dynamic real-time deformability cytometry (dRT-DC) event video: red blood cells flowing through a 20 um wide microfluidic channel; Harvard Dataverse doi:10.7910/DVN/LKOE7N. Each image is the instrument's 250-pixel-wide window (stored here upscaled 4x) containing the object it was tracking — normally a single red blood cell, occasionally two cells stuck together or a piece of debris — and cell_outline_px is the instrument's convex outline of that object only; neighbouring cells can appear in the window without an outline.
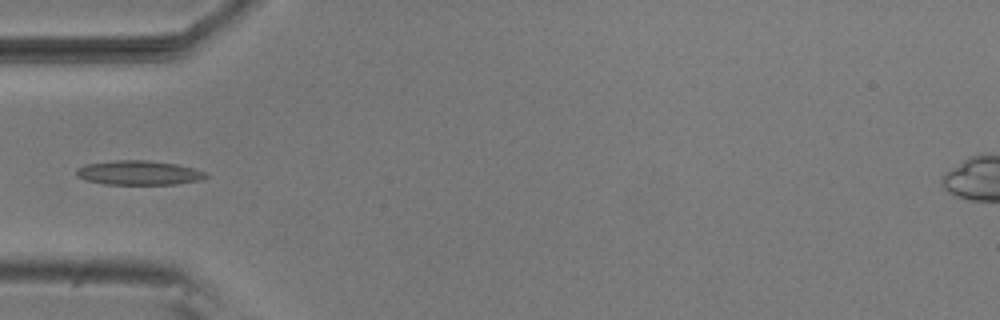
{"species": "common noctule bat (a hibernating species)", "species_latin": "Nyctalus noctula", "temperature_condition": "room temperature", "stored_images_in_passage": 3, "camera_frame_rate_fps": 3000, "um_per_image_px": 0.085, "animal": {"sex": "male", "body_mass_g": 20.5, "forearm_length_mm": 52.5}, "frame": {"image": 1, "passage_image": 2, "time_ms": 0.333, "image_size_px": [1000, 320], "cell_outline_px": [[208, 176], [200, 180], [176, 184], [104, 184], [84, 180], [76, 176], [76, 168], [84, 164], [116, 160], [148, 160], [176, 164], [192, 168], [204, 172]], "centroid_in_image_um": [11.73, 14.68], "position_along_channel_um": 73.3, "area_um2": 18.38}}
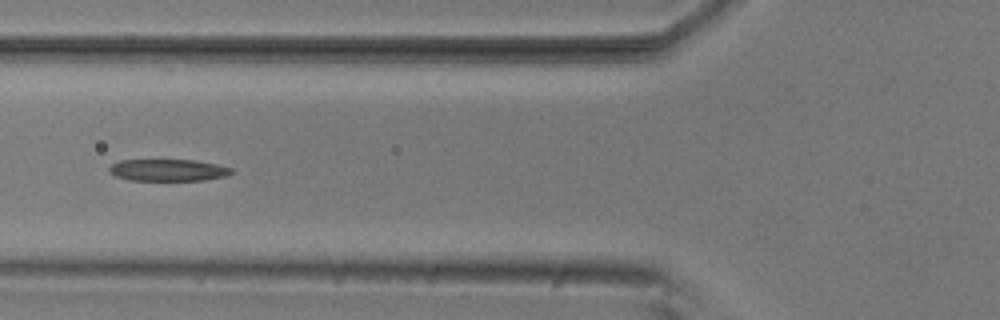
{"frame": {"image": 2, "passage_image": 3, "time_ms": 0.667, "image_size_px": [1000, 320], "cell_outline_px": [[236, 172], [228, 176], [204, 180], [128, 180], [116, 176], [108, 172], [108, 168], [112, 164], [120, 160], [196, 160], [216, 164], [232, 168]], "centroid_in_image_um": [14.32, 14.46], "position_along_channel_um": 111.5, "area_um2": 15.72}}